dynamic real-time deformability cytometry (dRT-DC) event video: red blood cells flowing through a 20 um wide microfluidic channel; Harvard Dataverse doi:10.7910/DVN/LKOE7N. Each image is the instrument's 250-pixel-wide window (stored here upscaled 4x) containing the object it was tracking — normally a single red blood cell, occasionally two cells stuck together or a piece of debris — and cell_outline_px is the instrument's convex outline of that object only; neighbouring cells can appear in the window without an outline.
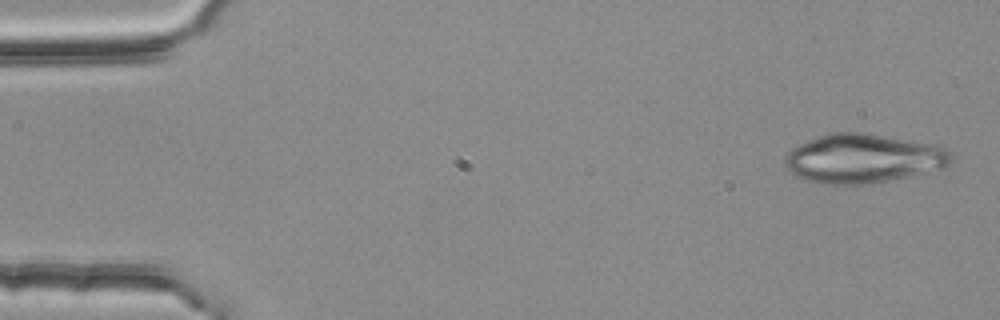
{"species": "common noctule bat (a hibernating species)", "species_latin": "Nyctalus noctula", "temperature_condition": "room temperature", "stored_images_in_passage": 2, "segment_of_instrument_passage": [2, 2], "camera_frame_rate_fps": 3000, "um_per_image_px": 0.085, "animal": {"sex": "female", "body_mass_g": 25.1}, "frame": {"image": 1, "passage_image": 2, "time_ms": 0.333, "image_size_px": [1000, 320], "cell_outline_px": [[952, 160], [944, 168], [864, 184], [828, 184], [804, 180], [796, 176], [784, 164], [784, 156], [792, 148], [808, 140], [832, 132], [864, 132], [936, 144], [944, 148], [952, 156]], "centroid_in_image_um": [73.34, 13.45], "position_along_channel_um": 11.7, "area_um2": 47.11}}